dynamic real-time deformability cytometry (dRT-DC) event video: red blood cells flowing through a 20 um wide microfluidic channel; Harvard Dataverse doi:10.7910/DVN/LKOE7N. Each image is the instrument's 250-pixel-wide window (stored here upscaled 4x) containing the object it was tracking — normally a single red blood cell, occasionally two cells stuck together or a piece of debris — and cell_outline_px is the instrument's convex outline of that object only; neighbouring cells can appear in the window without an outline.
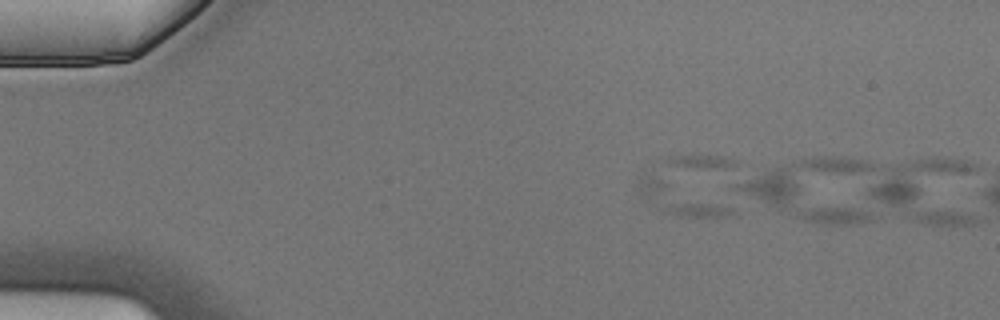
{"species": "Egyptian fruit bat (a non-hibernating species)", "species_latin": "Rousettus aegyptiacus", "temperature_condition": "cold", "stored_images_in_passage": 6, "camera_frame_rate_fps": 3000, "um_per_image_px": 0.085, "animal": {"sex": "male"}, "frame": {"image": 1, "passage_image": 3, "time_ms": 0.667, "image_size_px": [1000, 320], "cell_outline_px": [[740, 212], [736, 216], [680, 216], [668, 212], [660, 208], [644, 196], [640, 192], [640, 180], [644, 172], [732, 208]], "centroid_in_image_um": [57.88, 16.94], "position_along_channel_um": 27.1, "area_um2": 15.2}}